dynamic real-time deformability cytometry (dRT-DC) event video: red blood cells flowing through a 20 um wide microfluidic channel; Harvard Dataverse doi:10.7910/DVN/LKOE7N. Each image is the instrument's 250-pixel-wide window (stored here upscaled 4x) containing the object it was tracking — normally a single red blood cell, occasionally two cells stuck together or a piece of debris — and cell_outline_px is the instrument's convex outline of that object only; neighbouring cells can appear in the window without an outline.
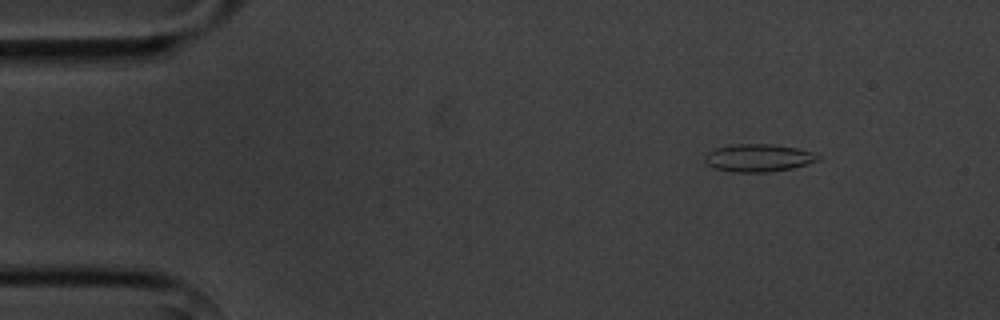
{"species": "common noctule bat (a hibernating species)", "species_latin": "Nyctalus noctula", "temperature_condition": "cold", "stored_images_in_passage": 12, "camera_frame_rate_fps": 3000, "um_per_image_px": 0.085, "animal": {"sex": "male", "body_mass_g": 20.1, "forearm_length_mm": 53.5}, "frame": {"image": 1, "passage_image": 1, "time_ms": 0.0, "image_size_px": [1000, 320], "cell_outline_px": [[820, 160], [792, 168], [768, 172], [732, 172], [712, 168], [704, 160], [704, 156], [708, 152], [716, 148], [736, 144], [772, 144], [796, 148], [812, 152], [820, 156]], "centroid_in_image_um": [64.44, 13.43], "position_along_channel_um": 20.6, "area_um2": 18.21}}
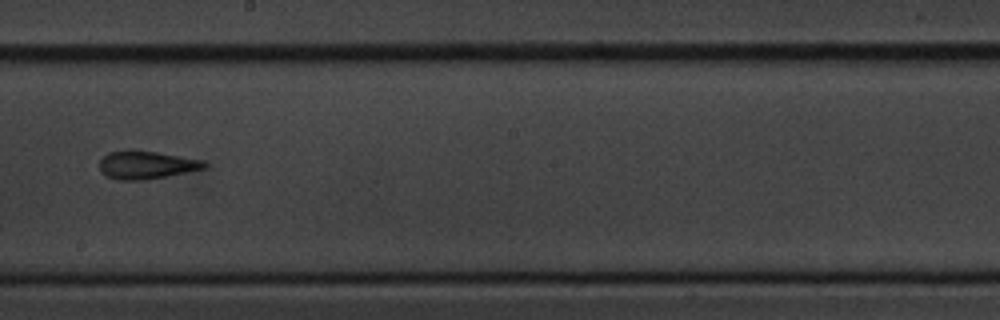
{"frame": {"image": 2, "passage_image": 7, "time_ms": 8.0, "image_size_px": [1000, 320], "cell_outline_px": [[208, 164], [204, 168], [168, 176], [144, 180], [120, 180], [108, 176], [100, 172], [100, 160], [108, 152], [128, 148], [132, 148], [156, 152], [200, 160]], "centroid_in_image_um": [12.37, 14.0], "position_along_channel_um": 235.8, "area_um2": 17.17}}
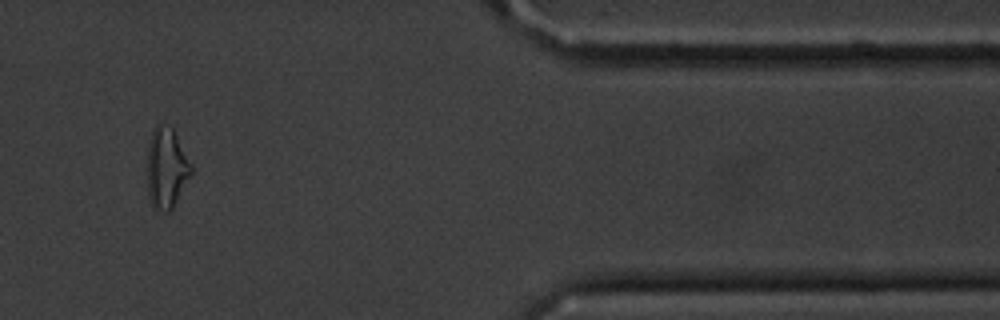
{"frame": {"image": 3, "passage_image": 11, "time_ms": 13.333, "image_size_px": [1000, 320], "cell_outline_px": [[192, 172], [172, 208], [168, 212], [156, 212], [152, 208], [148, 196], [148, 140], [156, 124], [160, 124], [172, 128], [192, 164]], "centroid_in_image_um": [14.13, 14.32], "position_along_channel_um": 397.3, "area_um2": 20.58}, "authors_computed_cell_mechanics": {"area_um2": 17.051, "velocity_mm_per_s": 3.6434, "shape_relaxation_time_tau1_ms": 5.0599, "shape_relaxation_time_tau2_ms": 5.5324, "deformation_change_tau1": 0.164, "deformation_change_tau2": 0.154}}